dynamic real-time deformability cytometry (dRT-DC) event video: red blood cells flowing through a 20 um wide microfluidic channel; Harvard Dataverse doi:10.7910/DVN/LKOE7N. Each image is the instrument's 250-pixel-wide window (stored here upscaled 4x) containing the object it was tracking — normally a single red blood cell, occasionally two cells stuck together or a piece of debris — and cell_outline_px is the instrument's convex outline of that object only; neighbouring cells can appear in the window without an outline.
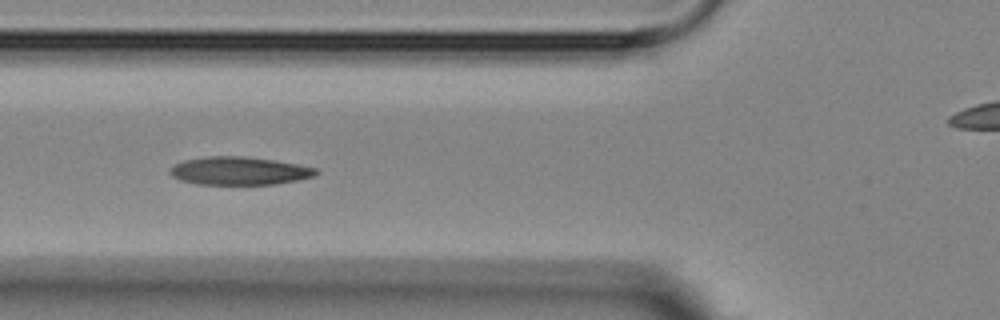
{"species": "Egyptian fruit bat (a non-hibernating species)", "species_latin": "Rousettus aegyptiacus", "temperature_condition": "room temperature", "stored_images_in_passage": 7, "camera_frame_rate_fps": 3000, "um_per_image_px": 0.085, "animal": {"sex": "female"}, "frame": {"image": 1, "passage_image": 5, "time_ms": 4.333, "image_size_px": [1000, 320], "cell_outline_px": [[320, 172], [316, 176], [276, 184], [196, 184], [180, 180], [172, 176], [168, 172], [176, 164], [184, 160], [208, 156], [244, 156], [272, 160], [296, 164], [316, 168]], "centroid_in_image_um": [20.34, 14.52], "position_along_channel_um": 105.5, "area_um2": 23.76}}
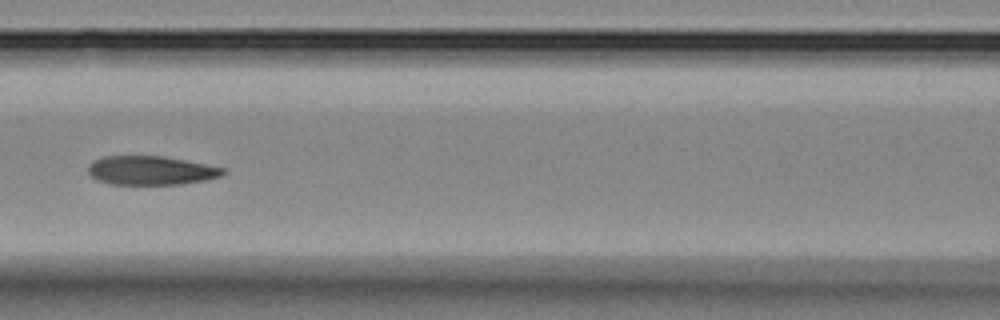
{"frame": {"image": 2, "passage_image": 6, "time_ms": 5.667, "image_size_px": [1000, 320], "cell_outline_px": [[224, 172], [220, 176], [204, 180], [180, 184], [108, 184], [96, 180], [88, 172], [88, 164], [92, 160], [104, 156], [164, 156], [224, 168]], "centroid_in_image_um": [12.75, 14.48], "position_along_channel_um": 153.9, "area_um2": 22.6}}
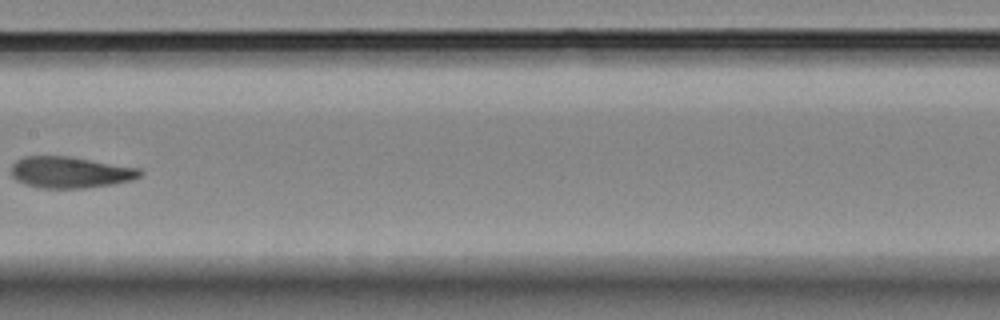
{"frame": {"image": 3, "passage_image": 7, "time_ms": 7.0, "image_size_px": [1000, 320], "cell_outline_px": [[144, 172], [140, 176], [132, 180], [112, 184], [84, 188], [40, 188], [24, 184], [16, 180], [12, 176], [12, 164], [16, 160], [24, 156], [68, 156], [140, 168]], "centroid_in_image_um": [5.96, 14.65], "position_along_channel_um": 201.4, "area_um2": 23.58}}